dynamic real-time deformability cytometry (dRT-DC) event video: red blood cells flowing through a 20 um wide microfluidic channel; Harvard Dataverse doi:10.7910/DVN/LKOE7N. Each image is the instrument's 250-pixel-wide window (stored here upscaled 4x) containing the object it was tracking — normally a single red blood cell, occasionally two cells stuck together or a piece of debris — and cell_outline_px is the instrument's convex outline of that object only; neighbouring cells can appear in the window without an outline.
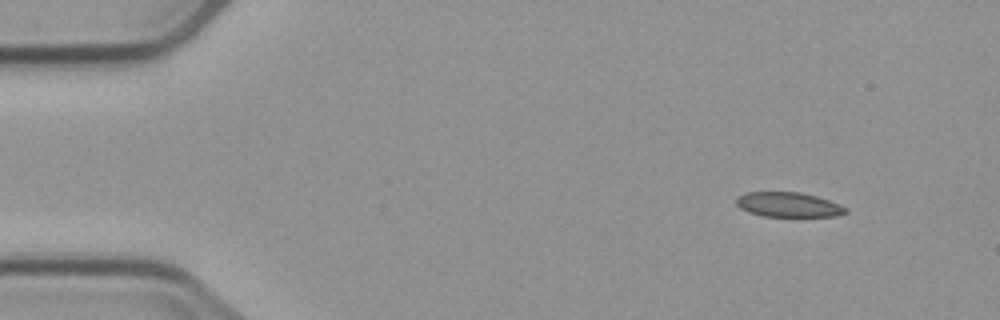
{"species": "common noctule bat (a hibernating species)", "species_latin": "Nyctalus noctula", "temperature_condition": "cold", "stored_images_in_passage": 3, "camera_frame_rate_fps": 3000, "um_per_image_px": 0.085, "animal": {"sex": "male", "body_mass_g": 23.1, "forearm_length_mm": 52.7}, "frame": {"image": 1, "passage_image": 1, "time_ms": 0.0, "image_size_px": [1000, 320], "cell_outline_px": [[848, 212], [836, 216], [764, 216], [748, 212], [740, 208], [736, 204], [736, 196], [744, 192], [800, 192], [816, 196], [840, 204], [848, 208]], "centroid_in_image_um": [66.99, 17.39], "position_along_channel_um": 18.0, "area_um2": 15.84}}